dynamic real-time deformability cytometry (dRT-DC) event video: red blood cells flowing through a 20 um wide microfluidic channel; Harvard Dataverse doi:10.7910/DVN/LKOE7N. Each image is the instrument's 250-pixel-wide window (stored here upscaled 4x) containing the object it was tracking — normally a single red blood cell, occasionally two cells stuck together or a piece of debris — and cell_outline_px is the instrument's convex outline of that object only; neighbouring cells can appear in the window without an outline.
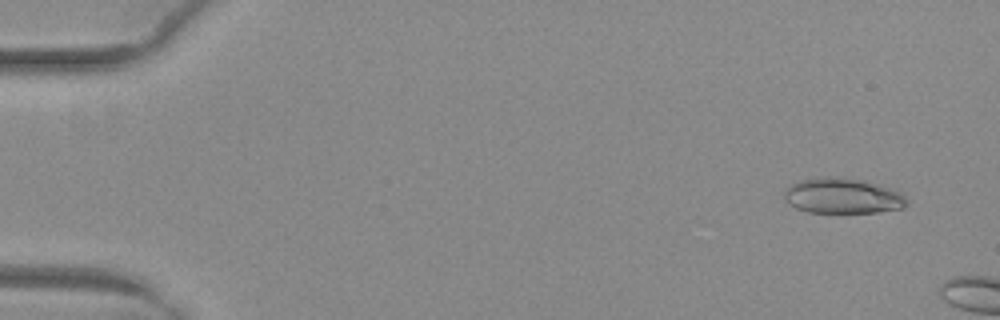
{"species": "common noctule bat (a hibernating species)", "species_latin": "Nyctalus noctula", "temperature_condition": "warm", "stored_images_in_passage": 8, "camera_frame_rate_fps": 3000, "um_per_image_px": 0.085, "animal": {"sex": "female", "body_mass_g": 29.2, "forearm_length_mm": 56.3}, "frame": {"image": 1, "passage_image": 4, "time_ms": 1.0, "image_size_px": [1000, 320], "cell_outline_px": [[908, 204], [904, 208], [876, 212], [808, 212], [796, 208], [784, 200], [784, 192], [792, 184], [804, 180], [820, 176], [832, 176], [864, 180], [892, 188], [900, 192], [908, 200]], "centroid_in_image_um": [71.66, 16.64], "position_along_channel_um": 13.3, "area_um2": 25.32}}